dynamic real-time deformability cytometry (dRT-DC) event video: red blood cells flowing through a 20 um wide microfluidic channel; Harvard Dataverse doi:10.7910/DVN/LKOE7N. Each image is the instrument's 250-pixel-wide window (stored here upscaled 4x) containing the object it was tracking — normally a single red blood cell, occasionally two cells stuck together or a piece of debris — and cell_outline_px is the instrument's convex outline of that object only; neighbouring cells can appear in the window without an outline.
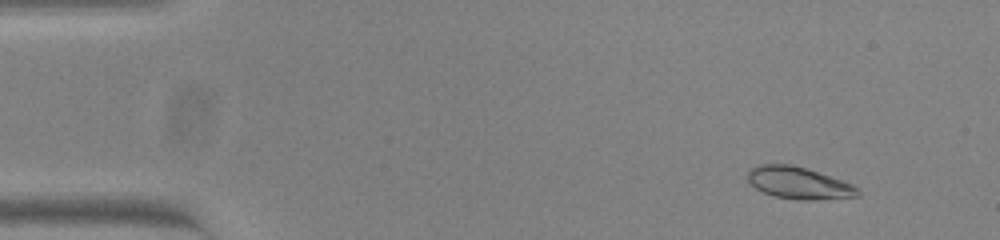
{"species": "common noctule bat (a hibernating species)", "species_latin": "Nyctalus noctula", "temperature_condition": "warm", "stored_images_in_passage": 50, "camera_frame_rate_fps": 3000, "um_per_image_px": 0.085, "animal": {"sex": "female", "body_mass_g": 23.0, "forearm_length_mm": 53.4}, "frame": {"image": 1, "passage_image": 2, "time_ms": 0.333, "image_size_px": [1000, 240], "cell_outline_px": [[860, 196], [812, 200], [796, 200], [776, 196], [764, 192], [756, 188], [748, 180], [748, 172], [752, 168], [760, 164], [792, 164], [852, 184], [860, 188]], "centroid_in_image_um": [67.91, 15.56], "position_along_channel_um": 17.1, "area_um2": 20.23}}
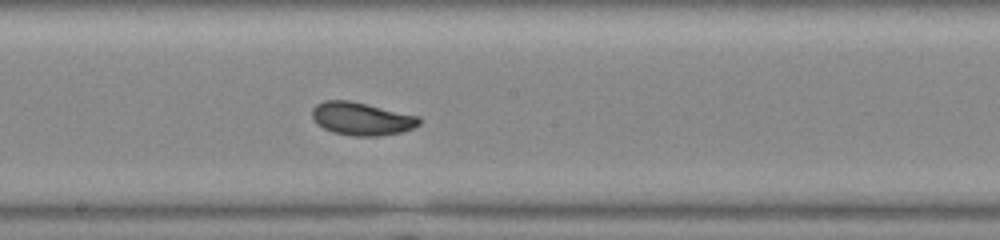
{"frame": {"image": 2, "passage_image": 26, "time_ms": 8.333, "image_size_px": [1000, 240], "cell_outline_px": [[420, 124], [412, 128], [400, 132], [376, 136], [352, 136], [332, 132], [316, 124], [312, 116], [312, 108], [316, 104], [324, 100], [348, 100], [420, 116]], "centroid_in_image_um": [30.71, 10.09], "position_along_channel_um": 217.5, "area_um2": 20.52}}
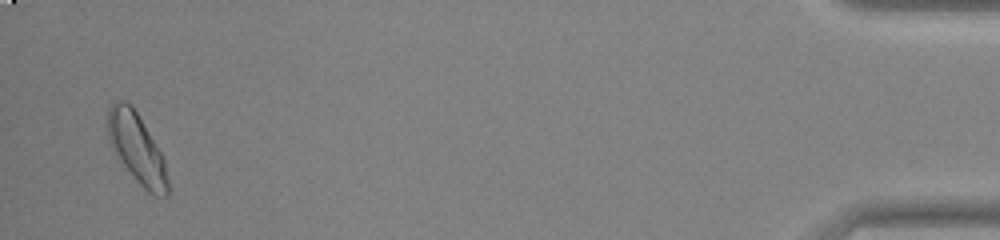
{"frame": {"image": 3, "passage_image": 49, "time_ms": 16.0, "image_size_px": [1000, 240], "cell_outline_px": [[168, 196], [156, 196], [148, 192], [136, 180], [124, 164], [108, 140], [108, 104], [116, 100], [124, 100], [132, 104], [160, 152], [164, 160], [168, 180]], "centroid_in_image_um": [11.62, 12.57], "position_along_channel_um": 423.6, "area_um2": 23.93}, "authors_computed_cell_mechanics": {"area_um2": 20.519, "velocity_mm_per_s": 3.8116, "shape_relaxation_time_tau1_ms": 5.5274, "shape_relaxation_time_tau2_ms": 3.8565, "deformation_change_tau1": 0.1762, "deformation_change_tau2": 0.0733}}